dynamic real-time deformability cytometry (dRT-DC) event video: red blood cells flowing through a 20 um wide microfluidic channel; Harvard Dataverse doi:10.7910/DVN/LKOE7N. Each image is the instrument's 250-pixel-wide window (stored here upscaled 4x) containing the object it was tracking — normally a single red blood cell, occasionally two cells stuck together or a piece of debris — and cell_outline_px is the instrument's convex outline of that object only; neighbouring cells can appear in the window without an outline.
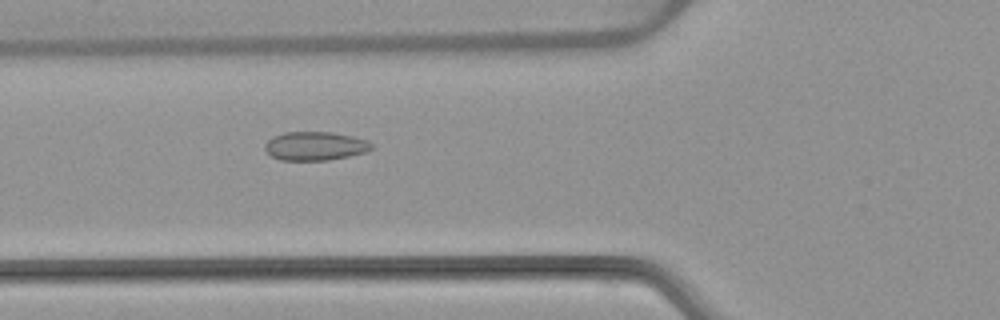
{"species": "common noctule bat (a hibernating species)", "species_latin": "Nyctalus noctula", "temperature_condition": "warm", "stored_images_in_passage": 5, "camera_frame_rate_fps": 3000, "um_per_image_px": 0.085, "animal": {"sex": "female", "body_mass_g": 22.7, "forearm_length_mm": 54.2}, "frame": {"image": 1, "passage_image": 5, "time_ms": 5.667, "image_size_px": [1000, 320], "cell_outline_px": [[372, 148], [368, 152], [328, 160], [280, 160], [272, 156], [264, 148], [264, 144], [272, 136], [284, 132], [332, 132], [352, 136], [368, 140], [372, 144]], "centroid_in_image_um": [26.79, 12.4], "position_along_channel_um": 99.0, "area_um2": 17.92}}